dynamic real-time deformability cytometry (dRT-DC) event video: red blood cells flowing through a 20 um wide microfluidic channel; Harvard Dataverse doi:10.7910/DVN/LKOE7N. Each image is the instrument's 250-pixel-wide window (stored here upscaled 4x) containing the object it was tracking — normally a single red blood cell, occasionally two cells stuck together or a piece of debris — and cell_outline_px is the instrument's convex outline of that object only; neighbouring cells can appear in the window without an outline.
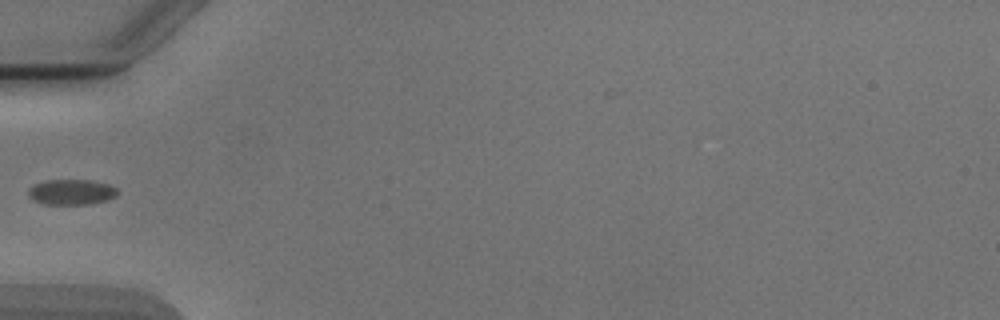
{"species": "Egyptian fruit bat (a non-hibernating species)", "species_latin": "Rousettus aegyptiacus", "temperature_condition": "cold", "stored_images_in_passage": 7, "camera_frame_rate_fps": 3000, "um_per_image_px": 0.085, "animal": {"sex": "male"}, "frame": {"image": 1, "passage_image": 6, "time_ms": 6.333, "image_size_px": [1000, 320], "cell_outline_px": [[120, 192], [116, 196], [108, 200], [92, 204], [40, 204], [32, 200], [28, 196], [28, 188], [44, 180], [88, 180], [108, 184], [116, 188]], "centroid_in_image_um": [6.06, 16.33], "position_along_channel_um": 78.9, "area_um2": 13.41}}
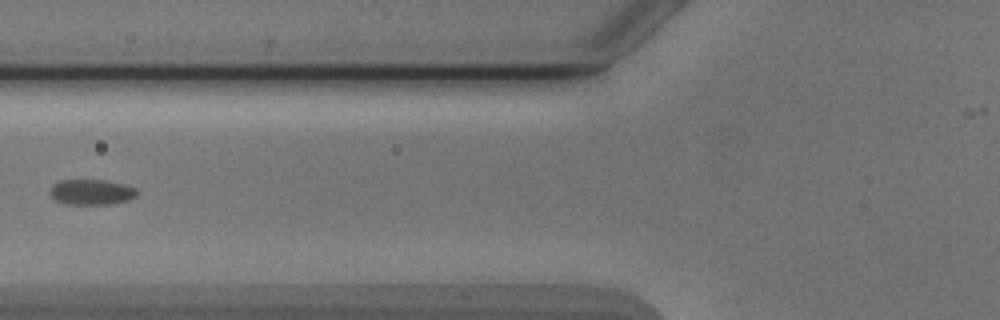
{"frame": {"image": 2, "passage_image": 7, "time_ms": 7.333, "image_size_px": [1000, 320], "cell_outline_px": [[136, 196], [128, 200], [112, 204], [64, 204], [56, 200], [48, 192], [48, 188], [52, 184], [60, 180], [104, 180], [124, 184], [136, 188]], "centroid_in_image_um": [7.73, 16.32], "position_along_channel_um": 118.1, "area_um2": 13.01}}